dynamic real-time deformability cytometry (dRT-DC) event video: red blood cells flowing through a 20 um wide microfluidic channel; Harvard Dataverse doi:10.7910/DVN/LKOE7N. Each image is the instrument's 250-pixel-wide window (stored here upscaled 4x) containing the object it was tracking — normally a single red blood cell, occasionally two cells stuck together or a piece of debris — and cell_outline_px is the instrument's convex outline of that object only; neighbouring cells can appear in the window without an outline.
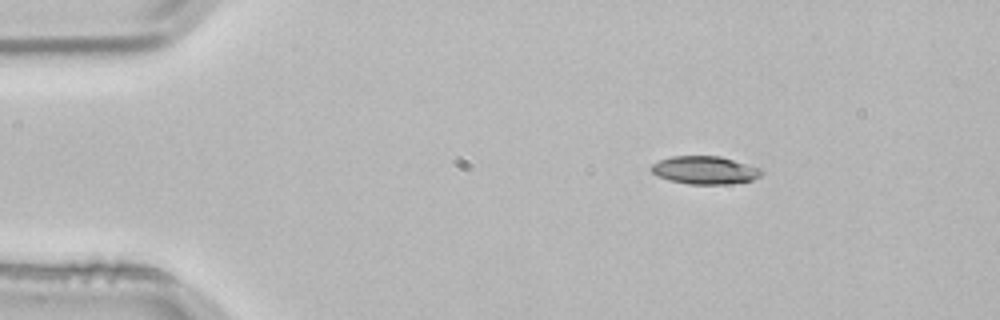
{"species": "common noctule bat (a hibernating species)", "species_latin": "Nyctalus noctula", "temperature_condition": "room temperature", "stored_images_in_passage": 3, "camera_frame_rate_fps": 3000, "um_per_image_px": 0.085, "animal": {"sex": "male", "body_mass_g": 21.5, "forearm_length_mm": 52.0}, "frame": {"image": 1, "passage_image": 1, "time_ms": 0.0, "image_size_px": [1000, 320], "cell_outline_px": [[760, 176], [752, 180], [728, 184], [688, 184], [668, 180], [656, 176], [648, 168], [652, 164], [660, 160], [672, 156], [720, 156], [760, 168]], "centroid_in_image_um": [59.84, 14.46], "position_along_channel_um": 25.2, "area_um2": 17.92}}
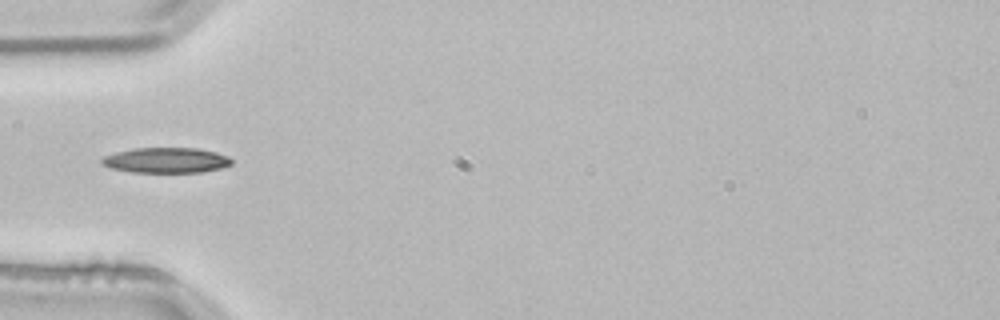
{"frame": {"image": 2, "passage_image": 3, "time_ms": 0.667, "image_size_px": [1000, 320], "cell_outline_px": [[232, 164], [220, 168], [200, 172], [132, 172], [108, 168], [100, 164], [100, 160], [104, 156], [116, 152], [136, 148], [196, 148], [216, 152], [228, 156], [232, 160]], "centroid_in_image_um": [14.08, 13.62], "position_along_channel_um": 70.9, "area_um2": 19.19}}